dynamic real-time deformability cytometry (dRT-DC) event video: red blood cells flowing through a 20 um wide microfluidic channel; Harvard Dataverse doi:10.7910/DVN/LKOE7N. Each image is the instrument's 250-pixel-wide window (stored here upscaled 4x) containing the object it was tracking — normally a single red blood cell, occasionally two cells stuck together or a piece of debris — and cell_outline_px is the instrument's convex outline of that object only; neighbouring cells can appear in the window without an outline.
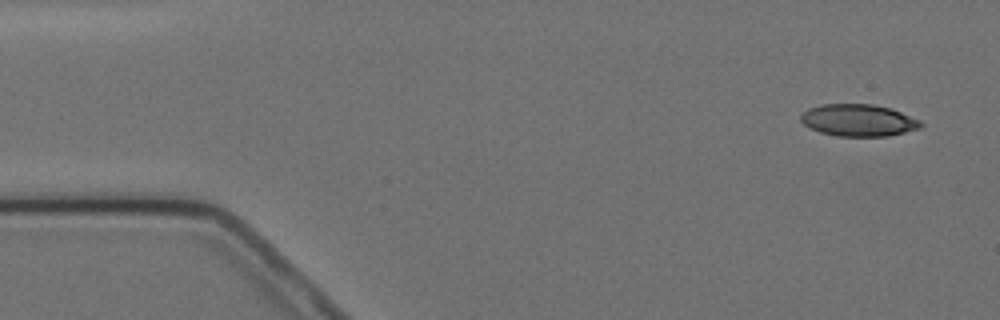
{"species": "Egyptian fruit bat (a non-hibernating species)", "species_latin": "Rousettus aegyptiacus", "temperature_condition": "cold", "stored_images_in_passage": 9, "camera_frame_rate_fps": 3000, "um_per_image_px": 0.085, "animal": {"sex": "female"}, "frame": {"image": 1, "passage_image": 1, "time_ms": 0.0, "image_size_px": [1000, 320], "cell_outline_px": [[924, 124], [920, 128], [888, 136], [836, 136], [820, 132], [804, 124], [800, 120], [800, 116], [808, 108], [820, 104], [872, 104], [888, 108], [900, 112], [920, 120]], "centroid_in_image_um": [72.95, 10.22], "position_along_channel_um": 12.0, "area_um2": 22.25}}
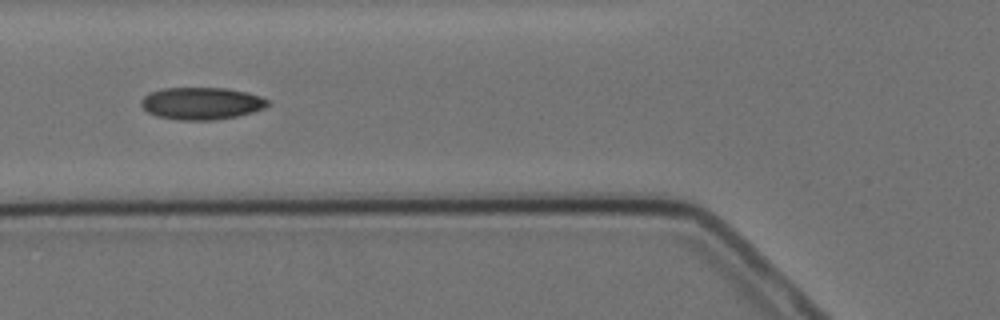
{"frame": {"image": 2, "passage_image": 6, "time_ms": 5.667, "image_size_px": [1000, 320], "cell_outline_px": [[268, 104], [264, 108], [252, 112], [236, 116], [212, 120], [180, 120], [156, 116], [148, 112], [140, 104], [140, 100], [148, 92], [160, 88], [224, 88], [244, 92], [260, 96], [268, 100]], "centroid_in_image_um": [17.07, 8.78], "position_along_channel_um": 108.7, "area_um2": 23.7}}
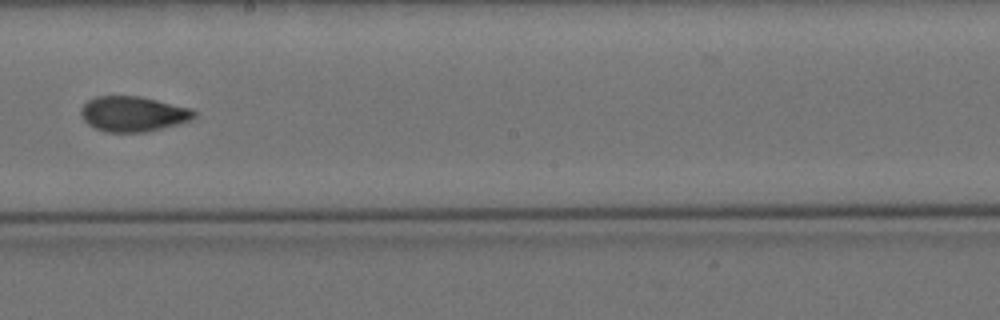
{"frame": {"image": 3, "passage_image": 9, "time_ms": 9.333, "image_size_px": [1000, 320], "cell_outline_px": [[196, 116], [188, 120], [176, 124], [144, 132], [108, 132], [96, 128], [88, 124], [84, 120], [80, 112], [80, 108], [88, 100], [96, 96], [140, 96], [192, 108], [196, 112]], "centroid_in_image_um": [11.29, 9.67], "position_along_channel_um": 236.9, "area_um2": 23.06}}